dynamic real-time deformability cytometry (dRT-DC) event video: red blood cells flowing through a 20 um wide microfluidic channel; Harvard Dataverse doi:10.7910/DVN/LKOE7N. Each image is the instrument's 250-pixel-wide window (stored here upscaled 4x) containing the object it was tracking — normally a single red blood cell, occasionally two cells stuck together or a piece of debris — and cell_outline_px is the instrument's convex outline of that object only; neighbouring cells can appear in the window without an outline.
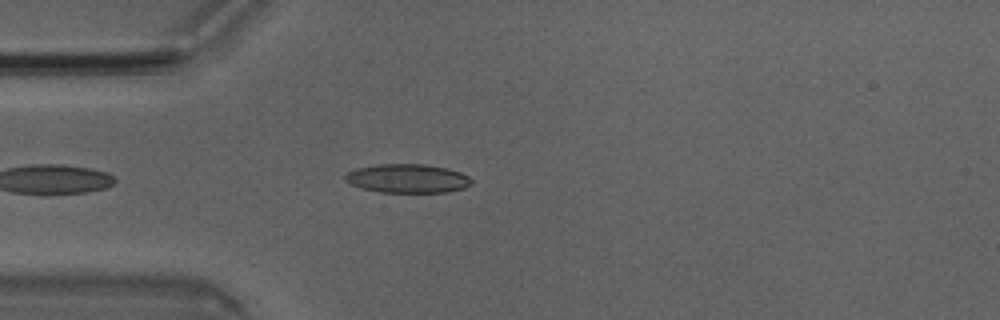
{"species": "Egyptian fruit bat (a non-hibernating species)", "species_latin": "Rousettus aegyptiacus", "temperature_condition": "room temperature", "stored_images_in_passage": 1, "camera_frame_rate_fps": 3000, "um_per_image_px": 0.085, "animal": {"sex": "male"}, "frame": {"image": 1, "passage_image": 1, "time_ms": 0.0, "image_size_px": [1000, 320], "cell_outline_px": [[472, 184], [464, 188], [448, 192], [380, 192], [360, 188], [344, 180], [344, 176], [348, 172], [356, 168], [376, 164], [424, 164], [444, 168], [460, 172], [468, 176], [472, 180]], "centroid_in_image_um": [34.62, 15.17], "position_along_channel_um": 50.4, "area_um2": 21.21}}